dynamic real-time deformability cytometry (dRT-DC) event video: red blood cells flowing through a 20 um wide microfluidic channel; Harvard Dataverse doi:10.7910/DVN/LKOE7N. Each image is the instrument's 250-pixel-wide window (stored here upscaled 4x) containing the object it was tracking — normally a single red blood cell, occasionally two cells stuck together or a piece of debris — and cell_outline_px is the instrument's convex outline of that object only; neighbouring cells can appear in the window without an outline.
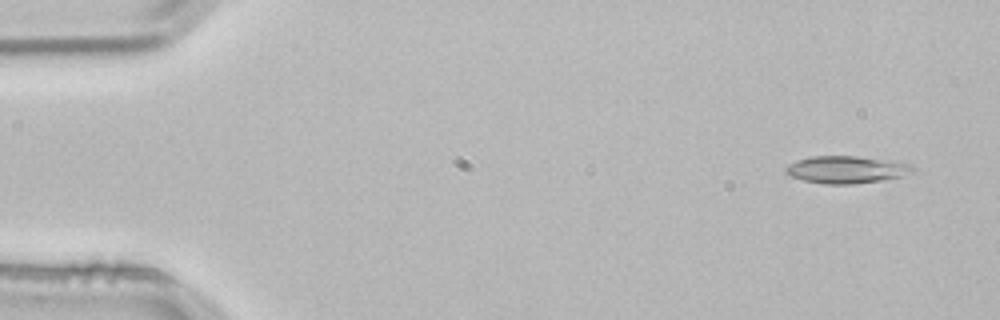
{"species": "common noctule bat (a hibernating species)", "species_latin": "Nyctalus noctula", "temperature_condition": "room temperature", "stored_images_in_passage": 4, "camera_frame_rate_fps": 3000, "um_per_image_px": 0.085, "animal": {"sex": "male", "body_mass_g": 21.5, "forearm_length_mm": 52.0}, "frame": {"image": 1, "passage_image": 1, "time_ms": 0.0, "image_size_px": [1000, 320], "cell_outline_px": [[912, 168], [900, 176], [880, 180], [852, 184], [824, 184], [804, 180], [792, 176], [784, 172], [784, 168], [788, 164], [812, 156], [856, 156], [912, 164]], "centroid_in_image_um": [71.84, 14.41], "position_along_channel_um": 13.2, "area_um2": 19.59}}
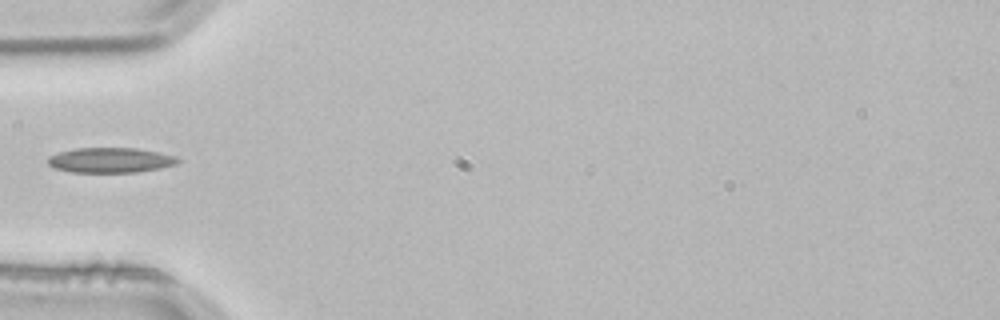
{"frame": {"image": 2, "passage_image": 4, "time_ms": 1.0, "image_size_px": [1000, 320], "cell_outline_px": [[180, 160], [176, 164], [160, 168], [136, 172], [72, 172], [56, 168], [48, 164], [48, 156], [72, 148], [136, 148], [160, 152], [176, 156]], "centroid_in_image_um": [9.4, 13.6], "position_along_channel_um": 75.6, "area_um2": 18.96}}